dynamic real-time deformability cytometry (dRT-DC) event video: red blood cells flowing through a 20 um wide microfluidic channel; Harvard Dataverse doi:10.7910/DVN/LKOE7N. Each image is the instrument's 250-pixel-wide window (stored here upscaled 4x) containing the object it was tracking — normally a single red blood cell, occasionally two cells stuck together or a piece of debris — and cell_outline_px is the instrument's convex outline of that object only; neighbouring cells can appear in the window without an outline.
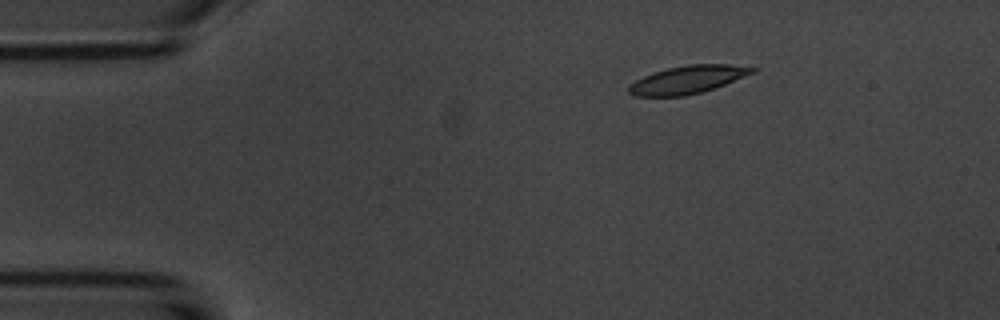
{"species": "common noctule bat (a hibernating species)", "species_latin": "Nyctalus noctula", "temperature_condition": "room temperature", "stored_images_in_passage": 4, "camera_frame_rate_fps": 3000, "um_per_image_px": 0.085, "animal": {"sex": "male", "body_mass_g": 20.1, "forearm_length_mm": 53.5}, "frame": {"image": 1, "passage_image": 3, "time_ms": 2.333, "image_size_px": [1000, 320], "cell_outline_px": [[760, 68], [756, 72], [724, 84], [700, 92], [684, 96], [632, 96], [628, 92], [628, 84], [652, 72], [668, 68], [688, 64], [728, 64]], "centroid_in_image_um": [58.43, 6.76], "position_along_channel_um": 26.6, "area_um2": 20.06}}